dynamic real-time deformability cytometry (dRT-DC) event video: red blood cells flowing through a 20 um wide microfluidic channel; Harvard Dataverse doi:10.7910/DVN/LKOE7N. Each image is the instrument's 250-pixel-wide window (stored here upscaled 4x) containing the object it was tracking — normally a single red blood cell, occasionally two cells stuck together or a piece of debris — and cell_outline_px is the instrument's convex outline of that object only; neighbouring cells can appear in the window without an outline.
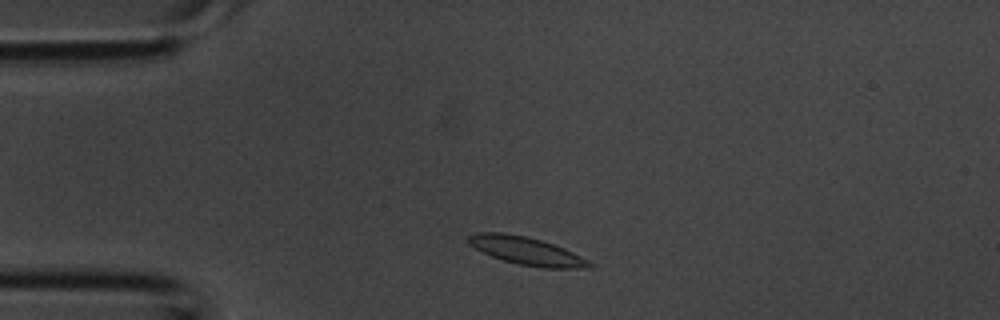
{"species": "common noctule bat (a hibernating species)", "species_latin": "Nyctalus noctula", "temperature_condition": "room temperature", "stored_images_in_passage": 33, "camera_frame_rate_fps": 3000, "um_per_image_px": 0.085, "animal": {"sex": "male", "body_mass_g": 20.1, "forearm_length_mm": 53.5}, "frame": {"image": 1, "passage_image": 3, "time_ms": 0.667, "image_size_px": [1000, 320], "cell_outline_px": [[596, 264], [592, 268], [544, 268], [520, 264], [504, 260], [492, 256], [468, 244], [468, 236], [476, 232], [504, 232], [528, 236], [564, 248]], "centroid_in_image_um": [44.78, 21.32], "position_along_channel_um": 40.2, "area_um2": 19.59}}
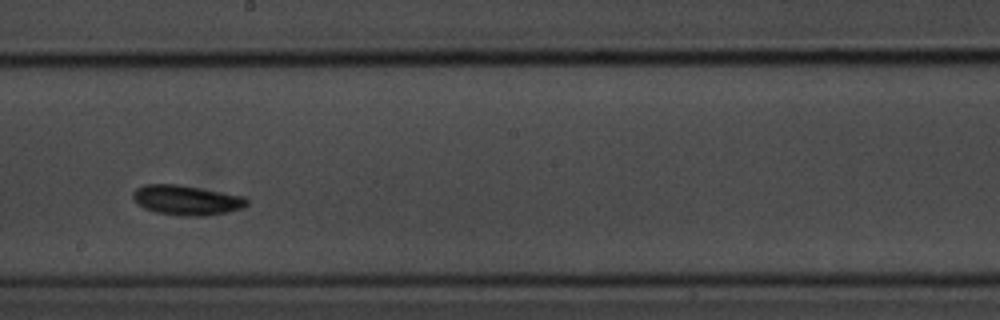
{"frame": {"image": 2, "passage_image": 16, "time_ms": 5.0, "image_size_px": [1000, 320], "cell_outline_px": [[248, 204], [244, 208], [228, 212], [208, 216], [180, 216], [156, 212], [144, 208], [136, 204], [132, 196], [132, 192], [136, 188], [144, 184], [180, 184], [248, 196]], "centroid_in_image_um": [15.9, 17.01], "position_along_channel_um": 232.3, "area_um2": 20.4}}
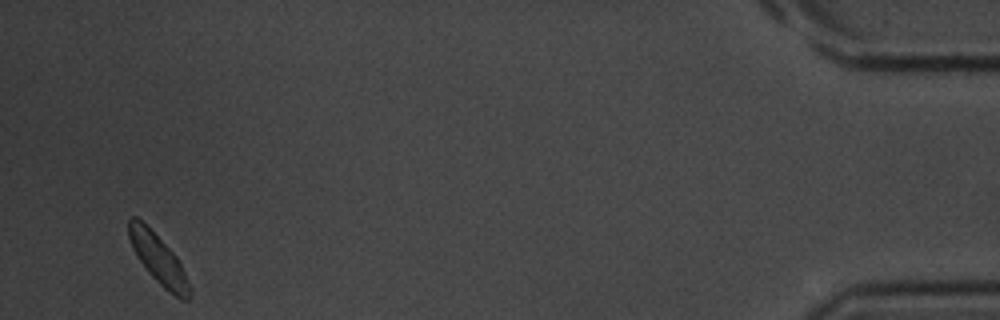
{"frame": {"image": 3, "passage_image": 32, "time_ms": 10.333, "image_size_px": [1000, 320], "cell_outline_px": [[192, 292], [188, 300], [180, 300], [164, 288], [148, 272], [132, 248], [128, 236], [128, 216], [136, 216], [176, 256], [192, 288]], "centroid_in_image_um": [13.46, 22.06], "position_along_channel_um": 421.7, "area_um2": 17.17}}